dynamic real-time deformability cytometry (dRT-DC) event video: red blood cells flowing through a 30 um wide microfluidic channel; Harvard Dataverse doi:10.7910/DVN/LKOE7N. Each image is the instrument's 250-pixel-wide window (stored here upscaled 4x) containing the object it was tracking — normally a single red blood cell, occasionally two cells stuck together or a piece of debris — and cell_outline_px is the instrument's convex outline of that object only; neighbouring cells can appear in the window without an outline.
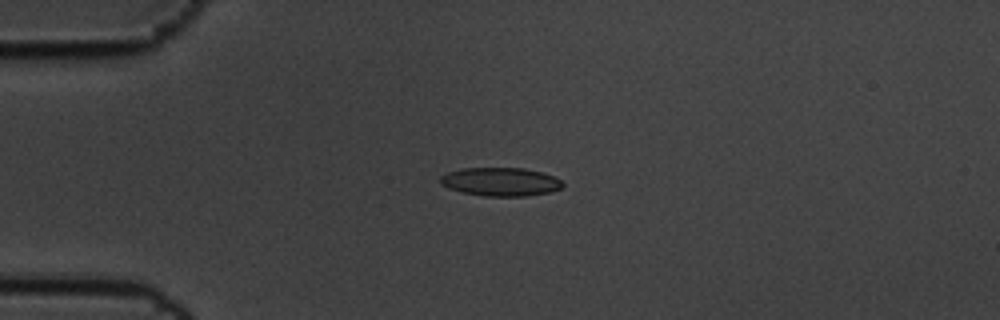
{"species": "common noctule bat (a hibernating species)", "species_latin": "Nyctalus noctula", "temperature_condition": "cold", "stored_images_in_passage": 6, "camera_frame_rate_fps": 3000, "um_per_image_px": 0.085, "animal": {"sex": "male", "body_mass_g": 19.5, "forearm_length_mm": 54.6}, "frame": {"image": 1, "passage_image": 4, "time_ms": 1.0, "image_size_px": [1000, 320], "cell_outline_px": [[564, 184], [560, 188], [548, 192], [524, 196], [484, 196], [464, 192], [448, 188], [440, 184], [440, 176], [448, 172], [460, 168], [524, 168], [544, 172], [560, 180]], "centroid_in_image_um": [42.52, 15.44], "position_along_channel_um": 42.5, "area_um2": 20.23}}
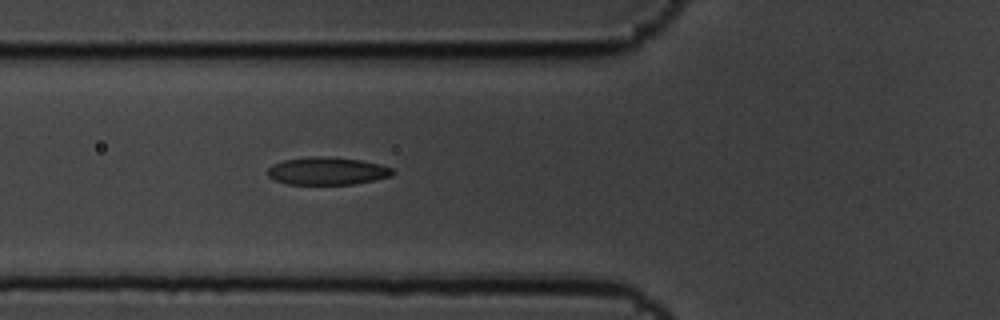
{"frame": {"image": 2, "passage_image": 6, "time_ms": 1.667, "image_size_px": [1000, 320], "cell_outline_px": [[396, 172], [392, 176], [352, 184], [288, 184], [276, 180], [268, 176], [268, 168], [272, 164], [284, 160], [308, 156], [328, 156], [360, 160], [380, 164], [392, 168]], "centroid_in_image_um": [27.82, 14.52], "position_along_channel_um": 98.0, "area_um2": 20.17}}